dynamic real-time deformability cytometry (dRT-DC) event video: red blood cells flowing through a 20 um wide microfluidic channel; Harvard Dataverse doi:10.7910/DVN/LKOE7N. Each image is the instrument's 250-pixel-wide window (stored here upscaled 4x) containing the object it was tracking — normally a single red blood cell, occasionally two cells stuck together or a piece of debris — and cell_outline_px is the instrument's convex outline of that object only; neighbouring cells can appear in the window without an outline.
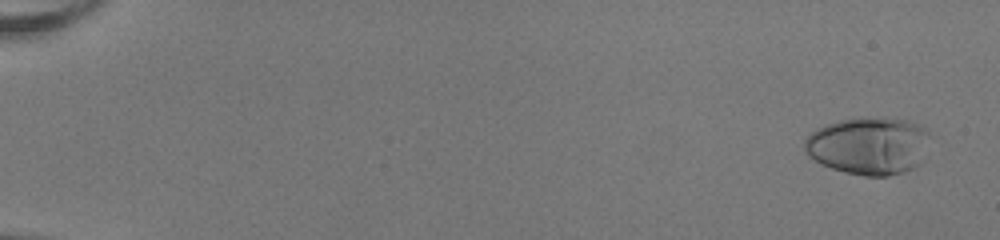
{"species": "human", "species_latin": "Homo sapiens", "temperature_condition": "room temperature", "stored_images_in_passage": 53, "camera_frame_rate_fps": 3000, "um_per_image_px": 0.085, "donor": {"sex": "female"}, "frame": {"image": 1, "passage_image": 3, "time_ms": 0.667, "image_size_px": [1000, 240], "cell_outline_px": [[928, 136], [920, 164], [912, 168], [888, 176], [864, 176], [844, 172], [832, 168], [808, 156], [804, 152], [804, 140], [816, 128], [824, 124], [840, 120], [908, 120], [924, 124], [928, 132]], "centroid_in_image_um": [73.81, 12.41], "position_along_channel_um": 11.2, "area_um2": 41.27}}
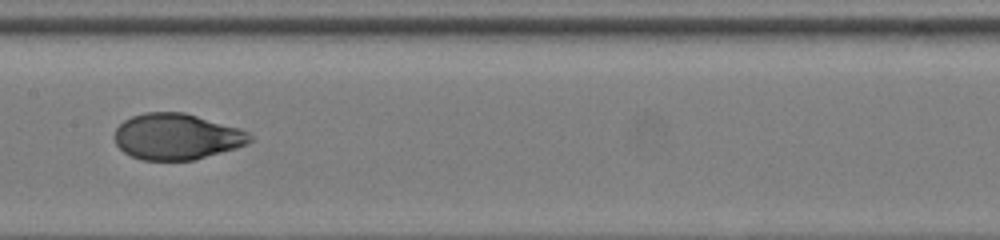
{"frame": {"image": 2, "passage_image": 30, "time_ms": 9.667, "image_size_px": [1000, 240], "cell_outline_px": [[256, 140], [248, 144], [236, 148], [196, 160], [140, 160], [124, 152], [116, 144], [116, 128], [124, 120], [132, 116], [144, 112], [184, 112], [240, 128], [248, 132]], "centroid_in_image_um": [15.07, 11.61], "position_along_channel_um": 192.3, "area_um2": 36.53}}
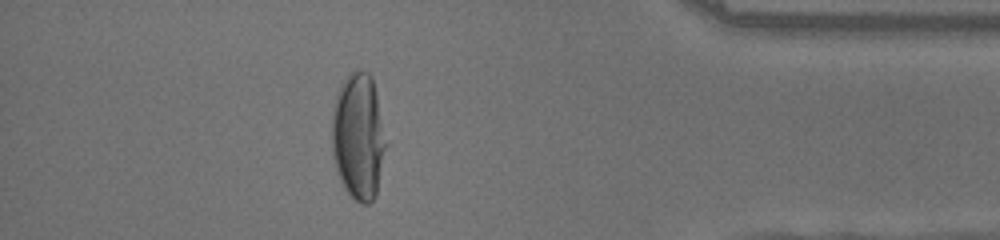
{"frame": {"image": 3, "passage_image": 48, "time_ms": 15.667, "image_size_px": [1000, 240], "cell_outline_px": [[384, 148], [376, 192], [372, 200], [368, 204], [360, 204], [344, 188], [340, 180], [332, 156], [332, 108], [336, 92], [340, 84], [348, 72], [368, 72], [372, 76], [376, 92], [384, 144]], "centroid_in_image_um": [30.39, 11.57], "position_along_channel_um": 404.8, "area_um2": 39.07}, "authors_computed_cell_mechanics": {"area_um2": 37.5122, "velocity_mm_per_s": 4.036, "shape_relaxation_time_tau1_ms": 5.0356, "shape_relaxation_time_tau2_ms": null, "deformation_change_tau1": 0.2694, "deformation_change_tau2": null}}